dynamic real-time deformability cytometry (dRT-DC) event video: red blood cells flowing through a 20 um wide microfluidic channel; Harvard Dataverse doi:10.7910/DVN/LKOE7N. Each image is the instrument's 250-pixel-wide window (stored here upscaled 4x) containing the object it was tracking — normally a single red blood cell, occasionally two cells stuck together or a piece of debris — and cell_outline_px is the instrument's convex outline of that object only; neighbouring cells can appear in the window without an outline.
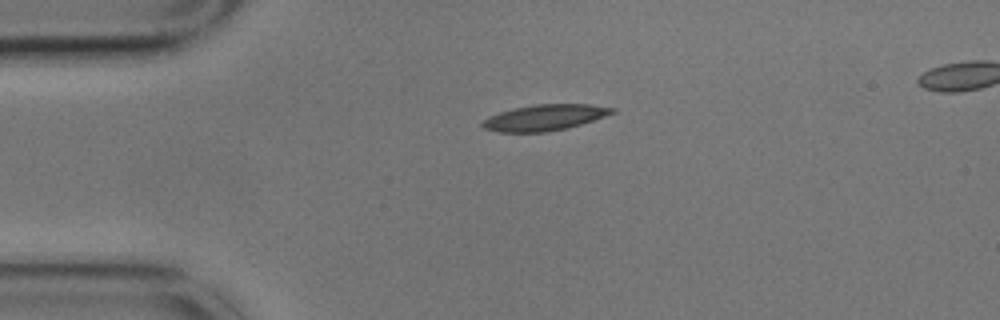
{"species": "common noctule bat (a hibernating species)", "species_latin": "Nyctalus noctula", "temperature_condition": "cold", "stored_images_in_passage": 46, "camera_frame_rate_fps": 3000, "um_per_image_px": 0.085, "animal": {"sex": "male", "body_mass_g": 17.9}, "frame": {"image": 1, "passage_image": 1, "time_ms": 0.0, "image_size_px": [1000, 320], "cell_outline_px": [[616, 112], [568, 128], [548, 132], [496, 132], [484, 128], [480, 124], [488, 116], [500, 112], [516, 108], [536, 104], [588, 104], [616, 108]], "centroid_in_image_um": [46.28, 10.0], "position_along_channel_um": 38.7, "area_um2": 19.54}}
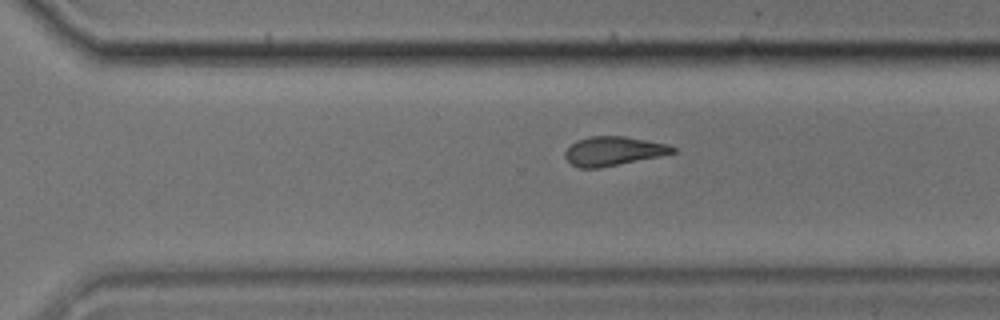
{"frame": {"image": 2, "passage_image": 28, "time_ms": 9.0, "image_size_px": [1000, 320], "cell_outline_px": [[676, 152], [660, 156], [596, 168], [580, 168], [572, 164], [564, 156], [564, 152], [576, 140], [592, 136], [624, 136], [668, 144], [676, 148]], "centroid_in_image_um": [52.13, 12.83], "position_along_channel_um": 318.5, "area_um2": 17.98}}
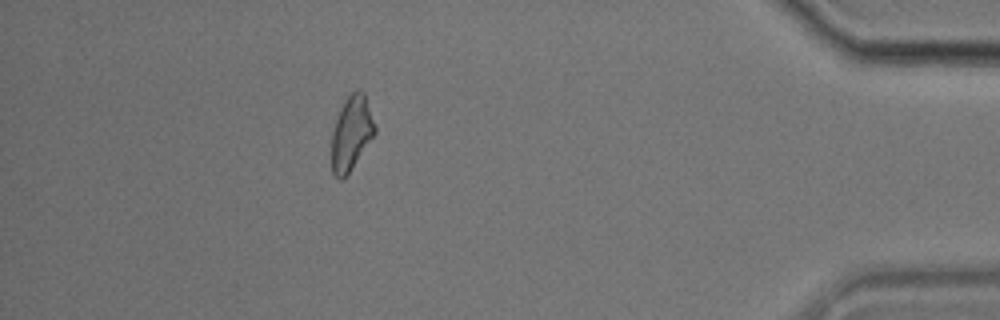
{"frame": {"image": 3, "passage_image": 40, "time_ms": 13.0, "image_size_px": [1000, 320], "cell_outline_px": [[376, 132], [348, 172], [340, 180], [332, 172], [332, 132], [340, 108], [344, 100], [356, 88], [364, 92], [376, 128]], "centroid_in_image_um": [29.86, 11.26], "position_along_channel_um": 405.3, "area_um2": 18.26}}